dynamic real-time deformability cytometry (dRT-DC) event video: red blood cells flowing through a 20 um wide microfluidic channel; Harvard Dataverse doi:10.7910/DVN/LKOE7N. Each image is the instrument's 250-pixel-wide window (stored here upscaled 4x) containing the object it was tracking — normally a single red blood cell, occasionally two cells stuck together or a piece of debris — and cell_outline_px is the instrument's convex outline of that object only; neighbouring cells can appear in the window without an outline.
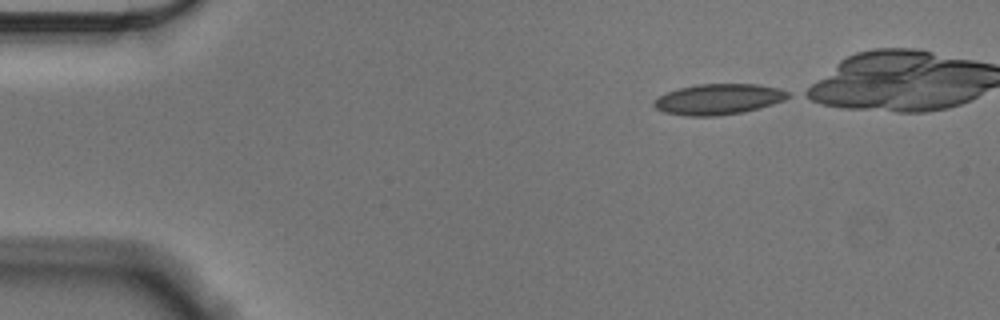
{"species": "Egyptian fruit bat (a non-hibernating species)", "species_latin": "Rousettus aegyptiacus", "temperature_condition": "cold", "stored_images_in_passage": 39, "camera_frame_rate_fps": 3000, "um_per_image_px": 0.085, "animal": {"sex": "male"}, "frame": {"image": 1, "passage_image": 1, "time_ms": 0.0, "image_size_px": [1000, 320], "cell_outline_px": [[792, 96], [784, 100], [760, 108], [744, 112], [716, 116], [688, 116], [664, 112], [656, 108], [652, 104], [652, 100], [664, 92], [680, 88], [700, 84], [756, 84], [780, 88], [788, 92]], "centroid_in_image_um": [61.06, 8.43], "position_along_channel_um": 23.9, "area_um2": 24.16}}
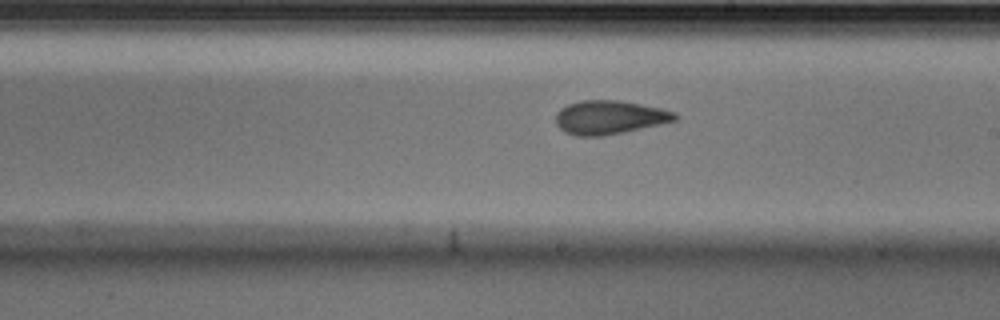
{"frame": {"image": 2, "passage_image": 25, "time_ms": 8.0, "image_size_px": [1000, 320], "cell_outline_px": [[676, 120], [660, 124], [600, 136], [576, 136], [564, 132], [556, 124], [556, 112], [560, 108], [568, 104], [580, 100], [620, 100], [660, 108], [676, 112]], "centroid_in_image_um": [51.75, 9.96], "position_along_channel_um": 237.2, "area_um2": 23.24}}
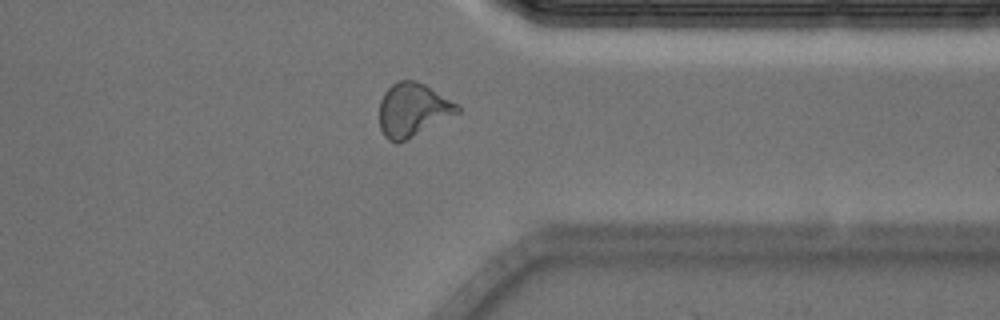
{"frame": {"image": 3, "passage_image": 37, "time_ms": 12.0, "image_size_px": [1000, 320], "cell_outline_px": [[460, 112], [396, 144], [388, 140], [384, 136], [380, 128], [380, 100], [384, 92], [392, 84], [400, 80], [412, 80], [424, 84], [456, 104], [460, 108]], "centroid_in_image_um": [35.04, 9.34], "position_along_channel_um": 376.4, "area_um2": 23.76}}